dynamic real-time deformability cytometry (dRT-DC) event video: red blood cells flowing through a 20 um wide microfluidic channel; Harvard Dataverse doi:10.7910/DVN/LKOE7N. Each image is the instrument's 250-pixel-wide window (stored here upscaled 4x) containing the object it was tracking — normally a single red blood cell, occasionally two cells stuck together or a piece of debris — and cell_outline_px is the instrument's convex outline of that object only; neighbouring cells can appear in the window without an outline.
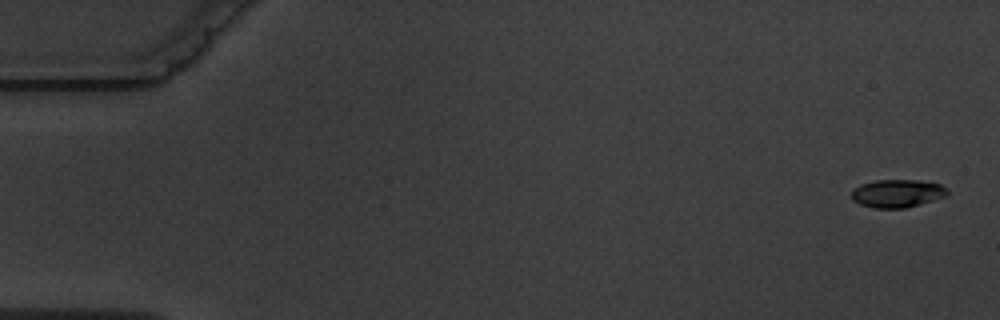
{"species": "common noctule bat (a hibernating species)", "species_latin": "Nyctalus noctula", "temperature_condition": "warm", "stored_images_in_passage": 11, "camera_frame_rate_fps": 3000, "um_per_image_px": 0.085, "animal": {"sex": "male", "body_mass_g": 19.5, "forearm_length_mm": 54.6}, "frame": {"image": 1, "passage_image": 1, "time_ms": 0.0, "image_size_px": [1000, 320], "cell_outline_px": [[948, 196], [920, 204], [904, 208], [872, 208], [860, 204], [852, 200], [852, 188], [860, 184], [876, 180], [916, 180], [940, 184], [948, 188]], "centroid_in_image_um": [76.27, 16.44], "position_along_channel_um": 8.7, "area_um2": 15.78}}
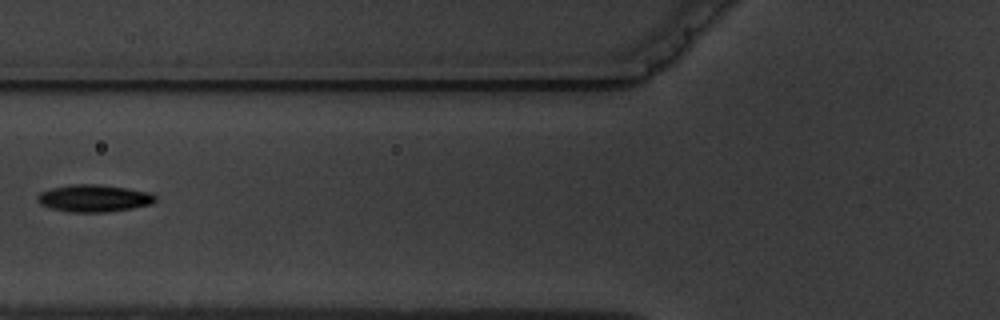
{"frame": {"image": 2, "passage_image": 6, "time_ms": 7.0, "image_size_px": [1000, 320], "cell_outline_px": [[156, 200], [152, 204], [132, 208], [104, 212], [68, 212], [52, 208], [40, 204], [36, 200], [36, 196], [40, 192], [48, 188], [72, 184], [96, 184], [128, 188], [152, 192], [156, 196]], "centroid_in_image_um": [7.97, 16.84], "position_along_channel_um": 117.8, "area_um2": 18.9}}
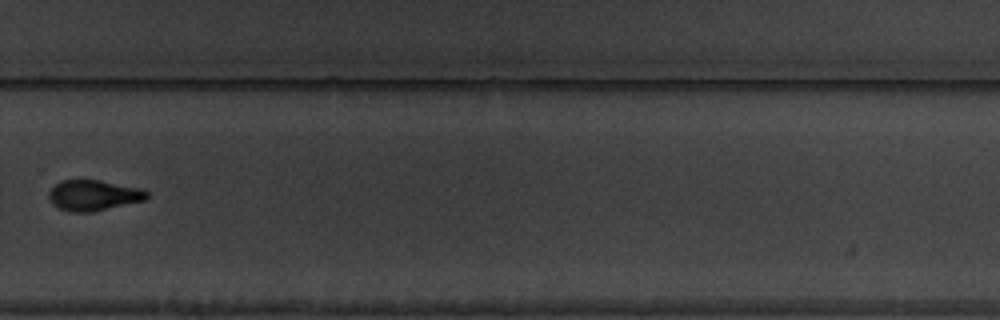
{"frame": {"image": 3, "passage_image": 11, "time_ms": 12.667, "image_size_px": [1000, 320], "cell_outline_px": [[148, 196], [144, 200], [92, 212], [72, 212], [60, 208], [52, 204], [48, 200], [48, 192], [60, 180], [100, 180], [144, 188], [148, 192]], "centroid_in_image_um": [7.95, 16.59], "position_along_channel_um": 321.9, "area_um2": 17.57}}